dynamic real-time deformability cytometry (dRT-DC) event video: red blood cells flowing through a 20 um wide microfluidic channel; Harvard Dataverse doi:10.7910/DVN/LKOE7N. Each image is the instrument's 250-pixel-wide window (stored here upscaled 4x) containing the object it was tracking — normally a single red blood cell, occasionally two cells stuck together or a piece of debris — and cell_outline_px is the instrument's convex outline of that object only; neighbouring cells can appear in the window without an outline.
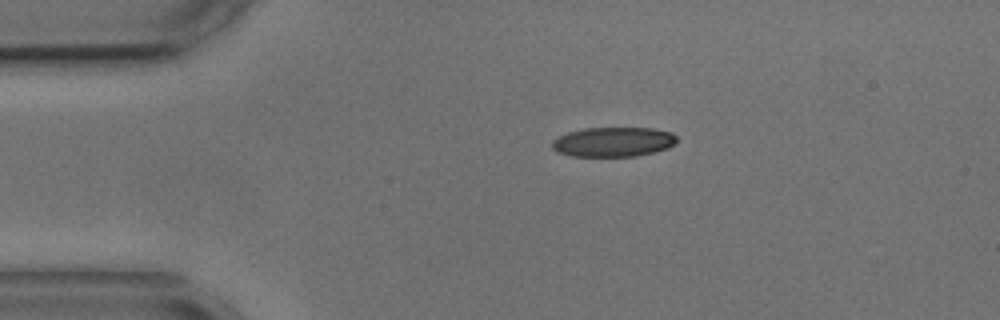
{"species": "common noctule bat (a hibernating species)", "species_latin": "Nyctalus noctula", "temperature_condition": "cold", "stored_images_in_passage": 40, "camera_frame_rate_fps": 3000, "um_per_image_px": 0.085, "animal": {"sex": "male", "body_mass_g": 17.9, "forearm_length_mm": 54.2}, "frame": {"image": 1, "passage_image": 1, "time_ms": 0.0, "image_size_px": [1000, 320], "cell_outline_px": [[676, 140], [668, 148], [636, 156], [572, 156], [556, 152], [552, 148], [552, 140], [568, 132], [584, 128], [652, 128], [672, 132], [676, 136]], "centroid_in_image_um": [52.1, 12.06], "position_along_channel_um": 32.9, "area_um2": 21.44}}
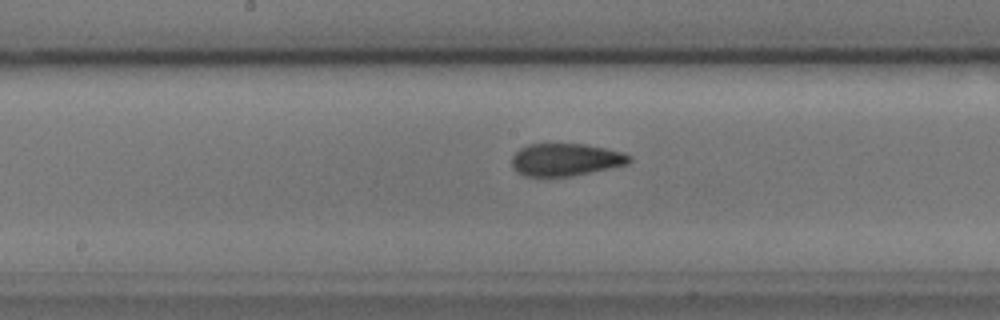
{"frame": {"image": 2, "passage_image": 18, "time_ms": 5.667, "image_size_px": [1000, 320], "cell_outline_px": [[632, 160], [628, 164], [572, 176], [524, 176], [516, 172], [512, 168], [512, 156], [520, 148], [528, 144], [584, 144], [624, 152], [632, 156]], "centroid_in_image_um": [48.07, 13.57], "position_along_channel_um": 200.1, "area_um2": 22.31}}
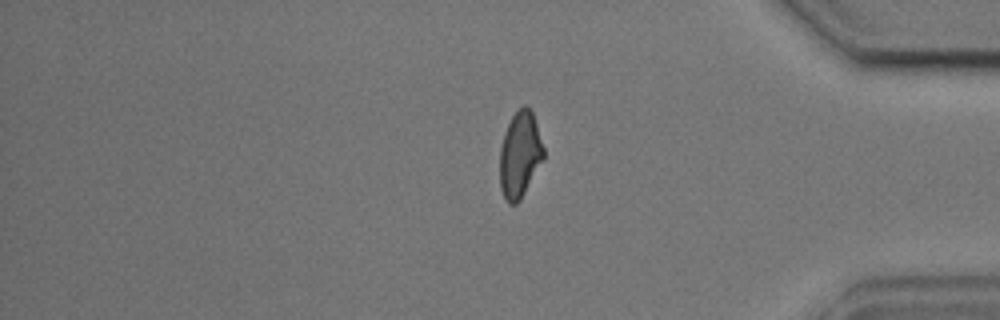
{"frame": {"image": 3, "passage_image": 36, "time_ms": 11.667, "image_size_px": [1000, 320], "cell_outline_px": [[544, 156], [520, 200], [516, 204], [508, 204], [504, 200], [500, 188], [500, 148], [504, 132], [512, 116], [524, 104], [532, 112], [544, 148]], "centroid_in_image_um": [44.16, 13.17], "position_along_channel_um": 391.0, "area_um2": 21.68}}